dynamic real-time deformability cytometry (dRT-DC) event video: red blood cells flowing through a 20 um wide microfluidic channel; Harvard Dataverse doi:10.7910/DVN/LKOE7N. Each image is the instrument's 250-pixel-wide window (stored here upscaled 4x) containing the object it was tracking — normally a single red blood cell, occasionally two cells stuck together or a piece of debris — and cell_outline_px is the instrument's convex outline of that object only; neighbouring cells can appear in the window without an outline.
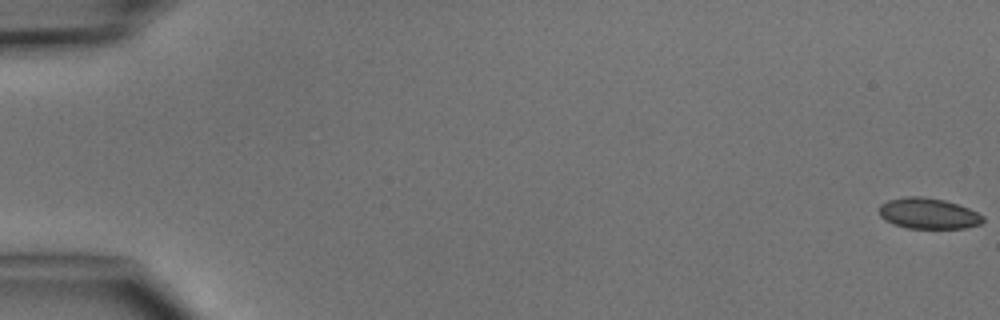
{"species": "common noctule bat (a hibernating species)", "species_latin": "Nyctalus noctula", "temperature_condition": "cold", "stored_images_in_passage": 5, "camera_frame_rate_fps": 3000, "um_per_image_px": 0.085, "animal": {"sex": "male", "body_mass_g": 15.6}, "frame": {"image": 1, "passage_image": 1, "time_ms": 0.0, "image_size_px": [1000, 320], "cell_outline_px": [[984, 220], [980, 224], [964, 228], [908, 228], [892, 224], [884, 220], [880, 216], [880, 204], [888, 200], [904, 196], [924, 196], [944, 200], [968, 208], [984, 216]], "centroid_in_image_um": [78.88, 18.14], "position_along_channel_um": 6.1, "area_um2": 18.67}}
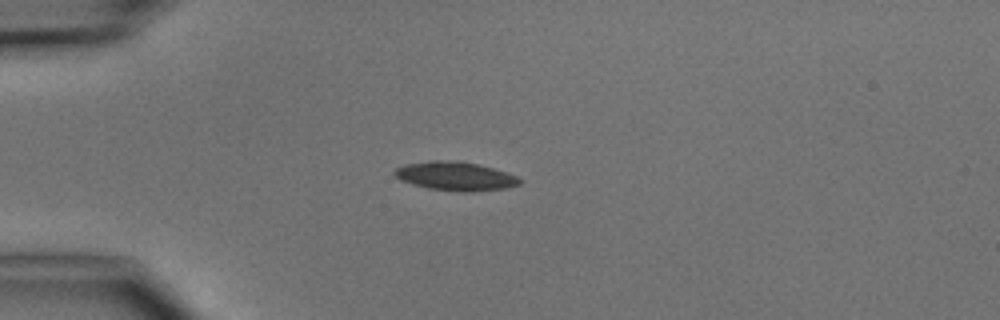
{"frame": {"image": 2, "passage_image": 4, "time_ms": 4.333, "image_size_px": [1000, 320], "cell_outline_px": [[520, 184], [504, 188], [468, 192], [464, 192], [428, 188], [400, 180], [392, 172], [396, 168], [404, 164], [428, 160], [460, 160], [480, 164], [508, 172], [516, 176], [520, 180]], "centroid_in_image_um": [38.69, 14.95], "position_along_channel_um": 46.3, "area_um2": 21.1}}